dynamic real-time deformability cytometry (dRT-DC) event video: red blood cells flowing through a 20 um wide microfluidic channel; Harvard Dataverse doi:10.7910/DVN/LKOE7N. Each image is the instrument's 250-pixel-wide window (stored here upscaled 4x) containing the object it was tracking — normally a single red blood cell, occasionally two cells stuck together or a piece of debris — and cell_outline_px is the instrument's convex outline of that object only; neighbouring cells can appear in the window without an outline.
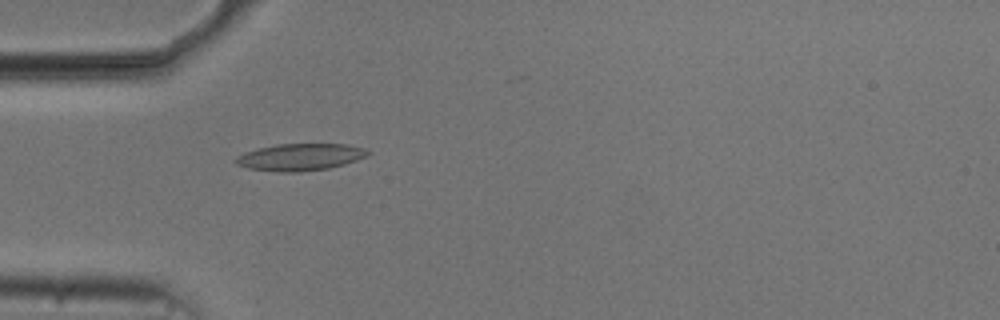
{"species": "common noctule bat (a hibernating species)", "species_latin": "Nyctalus noctula", "temperature_condition": "cold", "stored_images_in_passage": 43, "camera_frame_rate_fps": 3000, "um_per_image_px": 0.085, "animal": {"sex": "male", "body_mass_g": 20.5, "forearm_length_mm": 52.5}, "frame": {"image": 1, "passage_image": 5, "time_ms": 1.333, "image_size_px": [1000, 320], "cell_outline_px": [[372, 152], [356, 160], [344, 164], [328, 168], [300, 172], [280, 172], [248, 168], [236, 164], [232, 160], [236, 156], [244, 152], [256, 148], [276, 144], [348, 144], [364, 148]], "centroid_in_image_um": [25.46, 13.34], "position_along_channel_um": 59.5, "area_um2": 20.87}}
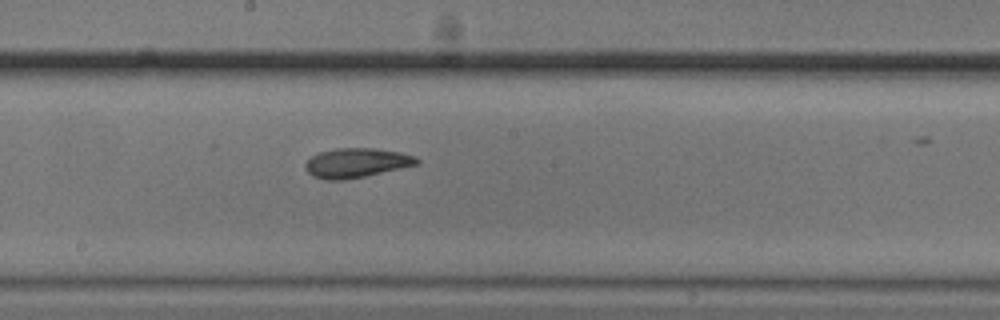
{"frame": {"image": 2, "passage_image": 18, "time_ms": 5.667, "image_size_px": [1000, 320], "cell_outline_px": [[420, 164], [364, 176], [344, 180], [324, 180], [312, 176], [304, 168], [304, 164], [312, 156], [320, 152], [336, 148], [376, 148], [400, 152], [416, 156], [420, 160]], "centroid_in_image_um": [30.3, 13.84], "position_along_channel_um": 217.9, "area_um2": 19.25}}
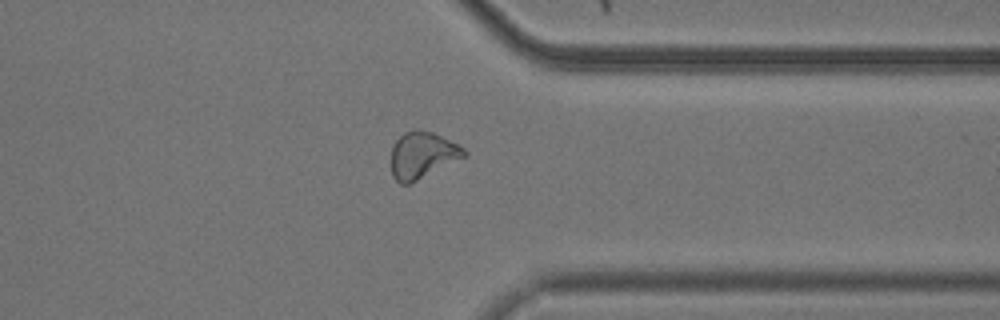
{"frame": {"image": 3, "passage_image": 31, "time_ms": 10.0, "image_size_px": [1000, 320], "cell_outline_px": [[468, 156], [408, 184], [400, 184], [392, 176], [392, 148], [396, 140], [404, 132], [416, 128], [432, 132], [460, 144], [468, 152]], "centroid_in_image_um": [35.94, 13.17], "position_along_channel_um": 375.5, "area_um2": 19.94}, "authors_computed_cell_mechanics": {"area_um2": 19.1896, "velocity_mm_per_s": 3.7256, "shape_relaxation_time_tau1_ms": 4.6153, "shape_relaxation_time_tau2_ms": 4.4941, "deformation_change_tau1": 0.1483, "deformation_change_tau2": 0.1353}}